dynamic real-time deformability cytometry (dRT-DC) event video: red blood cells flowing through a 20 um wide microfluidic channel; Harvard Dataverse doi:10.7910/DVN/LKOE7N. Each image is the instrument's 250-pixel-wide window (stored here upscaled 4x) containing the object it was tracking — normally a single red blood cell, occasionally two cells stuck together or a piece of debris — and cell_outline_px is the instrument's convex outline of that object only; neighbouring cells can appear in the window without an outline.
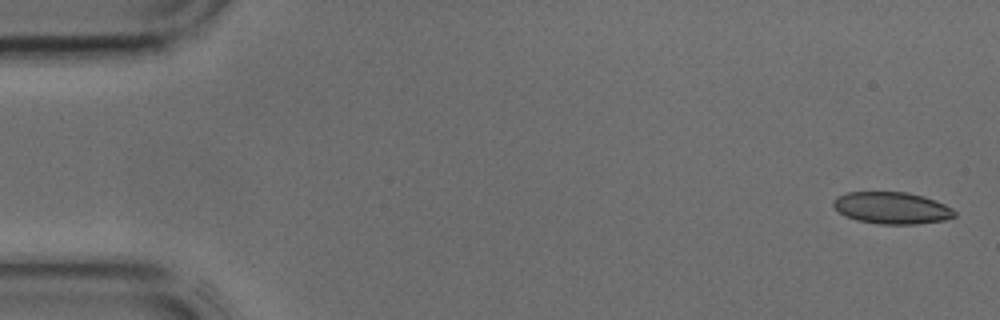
{"species": "common noctule bat (a hibernating species)", "species_latin": "Nyctalus noctula", "temperature_condition": "cold", "stored_images_in_passage": 42, "camera_frame_rate_fps": 3000, "um_per_image_px": 0.085, "animal": {"sex": "male", "body_mass_g": 17.9, "forearm_length_mm": 54.2}, "frame": {"image": 1, "passage_image": 1, "time_ms": 0.0, "image_size_px": [1000, 320], "cell_outline_px": [[956, 216], [944, 220], [916, 224], [880, 224], [856, 220], [844, 216], [832, 204], [832, 200], [836, 196], [848, 192], [908, 192], [924, 196], [936, 200], [952, 208], [956, 212]], "centroid_in_image_um": [75.8, 17.67], "position_along_channel_um": 9.2, "area_um2": 22.66}}
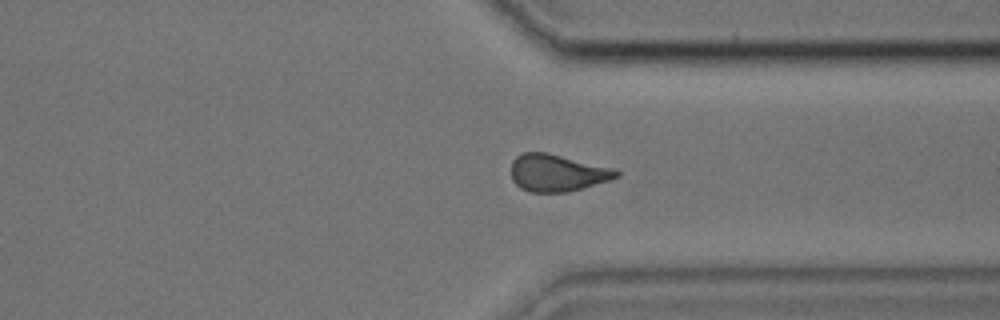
{"frame": {"image": 2, "passage_image": 32, "time_ms": 10.333, "image_size_px": [1000, 320], "cell_outline_px": [[620, 176], [608, 180], [568, 192], [532, 192], [520, 188], [512, 180], [512, 160], [516, 156], [524, 152], [548, 152], [616, 168], [620, 172]], "centroid_in_image_um": [47.38, 14.67], "position_along_channel_um": 364.0, "area_um2": 22.89}}
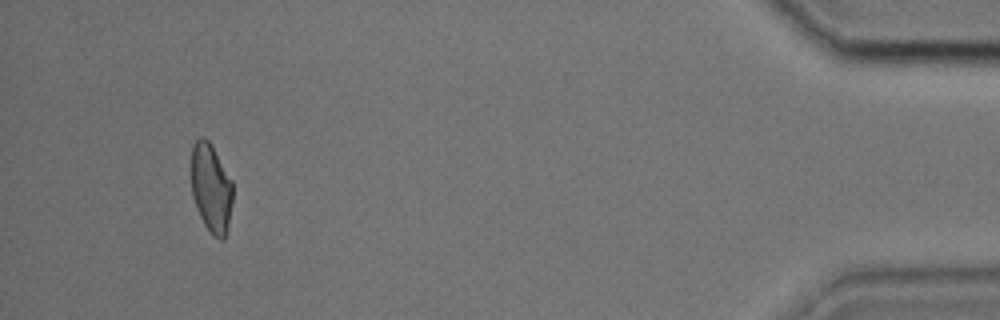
{"frame": {"image": 3, "passage_image": 40, "time_ms": 13.0, "image_size_px": [1000, 320], "cell_outline_px": [[232, 204], [228, 232], [224, 240], [220, 240], [212, 236], [204, 224], [200, 216], [192, 196], [192, 144], [200, 136], [204, 136], [212, 144], [232, 180]], "centroid_in_image_um": [17.96, 16.0], "position_along_channel_um": 417.2, "area_um2": 21.85}}